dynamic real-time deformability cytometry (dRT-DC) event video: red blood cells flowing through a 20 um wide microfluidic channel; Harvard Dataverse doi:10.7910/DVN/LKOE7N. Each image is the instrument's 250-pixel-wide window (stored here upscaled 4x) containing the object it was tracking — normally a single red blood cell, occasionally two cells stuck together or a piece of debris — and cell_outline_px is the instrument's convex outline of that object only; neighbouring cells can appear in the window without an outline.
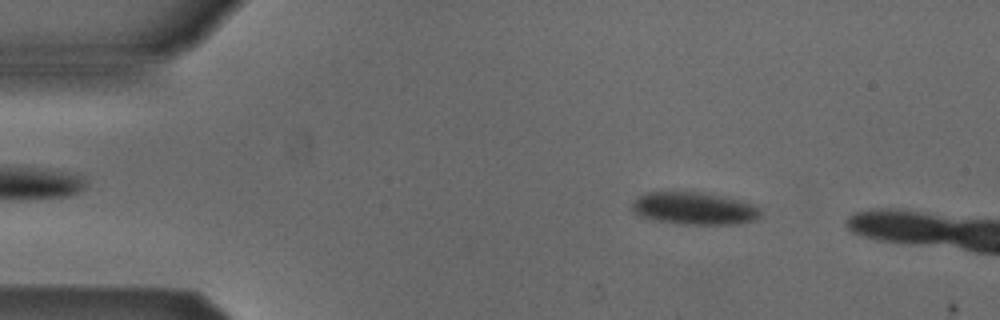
{"species": "Egyptian fruit bat (a non-hibernating species)", "species_latin": "Rousettus aegyptiacus", "temperature_condition": "cold", "stored_images_in_passage": 9, "camera_frame_rate_fps": 3000, "um_per_image_px": 0.085, "animal": {"sex": "male"}, "frame": {"image": 1, "passage_image": 7, "time_ms": 2.0, "image_size_px": [1000, 320], "cell_outline_px": [[760, 216], [756, 220], [740, 224], [676, 224], [652, 220], [640, 216], [632, 212], [632, 204], [640, 196], [648, 192], [696, 192], [724, 196], [756, 204], [760, 212]], "centroid_in_image_um": [59.03, 17.73], "position_along_channel_um": 26.0, "area_um2": 24.45}}